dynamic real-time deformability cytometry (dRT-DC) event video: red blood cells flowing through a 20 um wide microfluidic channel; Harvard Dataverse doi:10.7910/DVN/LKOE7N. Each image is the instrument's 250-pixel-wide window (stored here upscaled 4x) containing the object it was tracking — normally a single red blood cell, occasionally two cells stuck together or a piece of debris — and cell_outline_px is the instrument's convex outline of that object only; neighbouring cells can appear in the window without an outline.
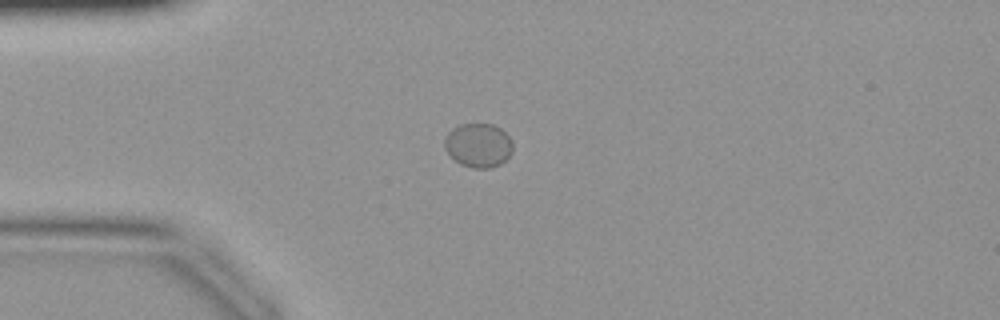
{"species": "common noctule bat (a hibernating species)", "species_latin": "Nyctalus noctula", "temperature_condition": "warm", "stored_images_in_passage": 33, "camera_frame_rate_fps": 3000, "um_per_image_px": 0.085, "animal": {"sex": "female", "body_mass_g": 19.9}, "frame": {"image": 1, "passage_image": 1, "time_ms": 0.0, "image_size_px": [1000, 320], "cell_outline_px": [[512, 152], [500, 164], [492, 168], [472, 168], [460, 164], [444, 148], [444, 140], [448, 132], [452, 128], [460, 124], [492, 124], [500, 128], [512, 140]], "centroid_in_image_um": [40.65, 12.34], "position_along_channel_um": 44.3, "area_um2": 17.46}}
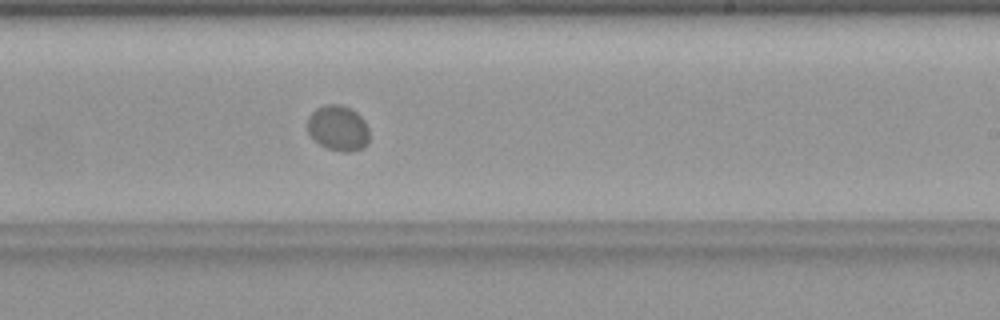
{"frame": {"image": 2, "passage_image": 16, "time_ms": 5.0, "image_size_px": [1000, 320], "cell_outline_px": [[368, 144], [364, 148], [348, 152], [344, 152], [328, 148], [320, 144], [308, 132], [308, 116], [316, 108], [324, 104], [340, 104], [356, 112], [364, 120], [368, 128]], "centroid_in_image_um": [28.75, 10.88], "position_along_channel_um": 260.3, "area_um2": 16.3}}
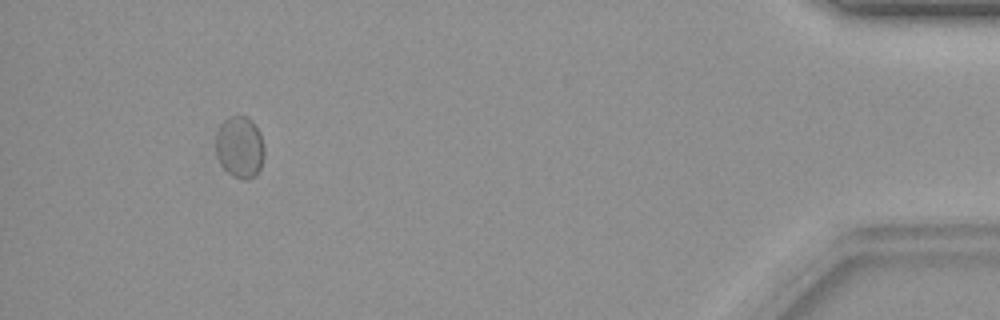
{"frame": {"image": 3, "passage_image": 30, "time_ms": 9.667, "image_size_px": [1000, 320], "cell_outline_px": [[264, 156], [260, 168], [256, 176], [248, 180], [244, 180], [232, 176], [220, 164], [216, 156], [216, 132], [220, 124], [228, 116], [248, 116], [256, 124], [260, 132], [264, 148]], "centroid_in_image_um": [20.38, 12.5], "position_along_channel_um": 414.8, "area_um2": 17.86}}